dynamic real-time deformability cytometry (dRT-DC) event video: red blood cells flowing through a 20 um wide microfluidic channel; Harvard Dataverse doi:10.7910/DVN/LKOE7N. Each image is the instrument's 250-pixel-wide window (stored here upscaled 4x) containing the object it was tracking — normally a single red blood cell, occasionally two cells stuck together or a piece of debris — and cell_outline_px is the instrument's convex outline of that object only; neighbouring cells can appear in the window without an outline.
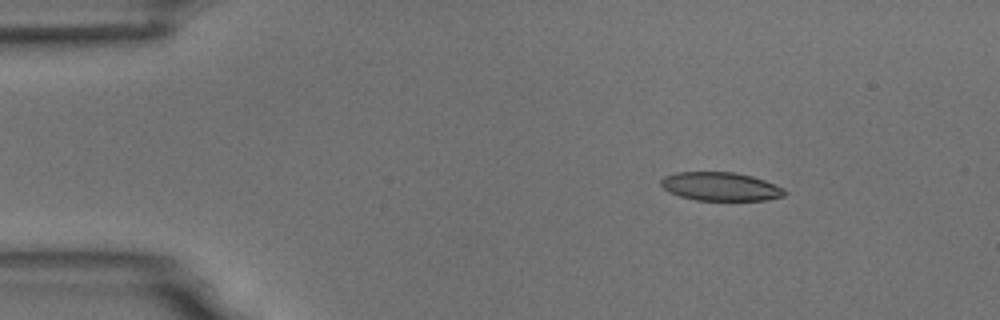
{"species": "common noctule bat (a hibernating species)", "species_latin": "Nyctalus noctula", "temperature_condition": "room temperature", "stored_images_in_passage": 4, "camera_frame_rate_fps": 3000, "um_per_image_px": 0.085, "animal": {"sex": "male", "body_mass_g": 18.8}, "frame": {"image": 1, "passage_image": 2, "time_ms": 2.0, "image_size_px": [1000, 320], "cell_outline_px": [[788, 192], [784, 196], [764, 200], [696, 200], [680, 196], [668, 192], [660, 184], [660, 180], [664, 176], [676, 172], [736, 172], [752, 176], [764, 180], [784, 188]], "centroid_in_image_um": [61.24, 15.85], "position_along_channel_um": 23.8, "area_um2": 20.63}}